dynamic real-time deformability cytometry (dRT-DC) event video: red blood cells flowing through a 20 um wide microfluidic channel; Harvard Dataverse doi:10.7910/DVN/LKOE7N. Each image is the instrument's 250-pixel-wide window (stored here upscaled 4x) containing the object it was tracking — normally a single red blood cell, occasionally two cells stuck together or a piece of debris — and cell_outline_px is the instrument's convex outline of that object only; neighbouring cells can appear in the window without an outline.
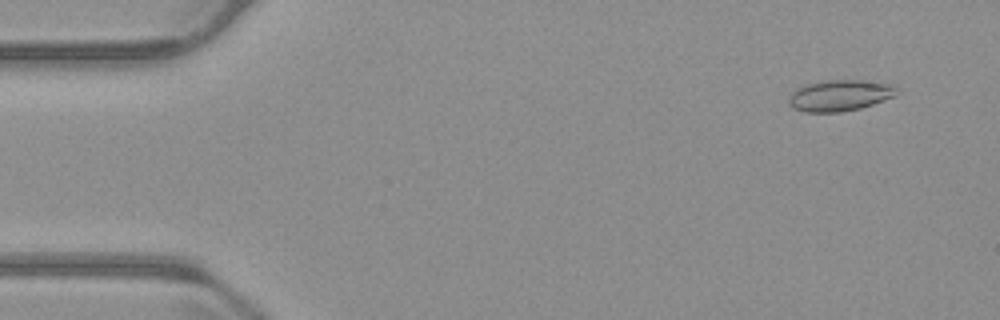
{"species": "common noctule bat (a hibernating species)", "species_latin": "Nyctalus noctula", "temperature_condition": "warm", "stored_images_in_passage": 55, "camera_frame_rate_fps": 3000, "um_per_image_px": 0.085, "animal": {"sex": "male", "body_mass_g": 23.1, "forearm_length_mm": 52.7}, "frame": {"image": 1, "passage_image": 4, "time_ms": 1.0, "image_size_px": [1000, 320], "cell_outline_px": [[896, 96], [860, 108], [840, 112], [804, 112], [792, 108], [788, 104], [788, 100], [792, 92], [796, 88], [804, 84], [824, 80], [864, 80], [892, 84], [896, 88]], "centroid_in_image_um": [71.34, 8.11], "position_along_channel_um": 13.7, "area_um2": 19.77}}
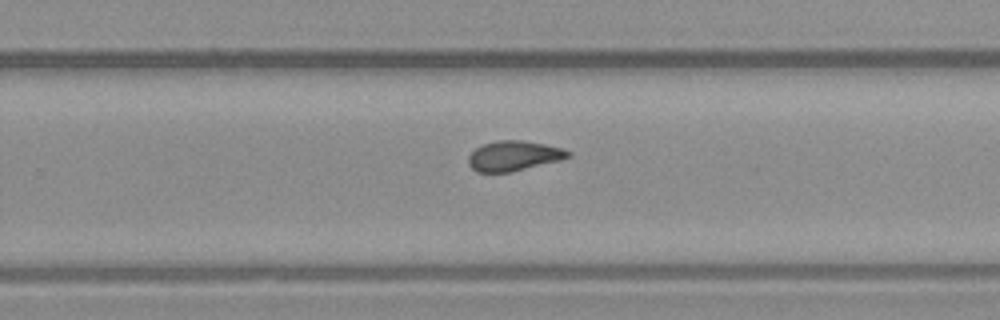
{"frame": {"image": 2, "passage_image": 35, "time_ms": 11.333, "image_size_px": [1000, 320], "cell_outline_px": [[572, 156], [560, 160], [512, 172], [476, 172], [468, 164], [468, 156], [476, 148], [484, 144], [496, 140], [524, 140], [564, 148], [572, 152]], "centroid_in_image_um": [43.69, 13.24], "position_along_channel_um": 286.1, "area_um2": 17.57}}
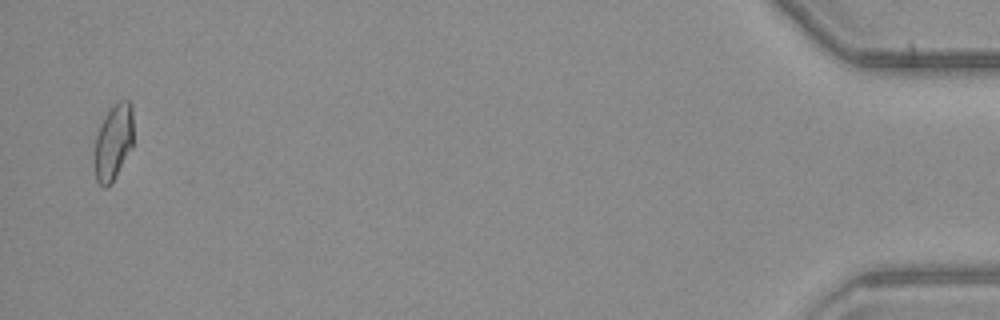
{"frame": {"image": 3, "passage_image": 54, "time_ms": 17.667, "image_size_px": [1000, 320], "cell_outline_px": [[132, 148], [112, 184], [108, 188], [104, 188], [96, 180], [96, 136], [100, 124], [104, 116], [120, 100], [128, 100], [132, 104]], "centroid_in_image_um": [9.66, 12.11], "position_along_channel_um": 425.5, "area_um2": 16.99}, "authors_computed_cell_mechanics": {"area_um2": 17.918, "velocity_mm_per_s": 3.7375, "shape_relaxation_time_tau1_ms": null, "shape_relaxation_time_tau2_ms": 1.7863, "deformation_change_tau1": null, "deformation_change_tau2": 0.0614}}